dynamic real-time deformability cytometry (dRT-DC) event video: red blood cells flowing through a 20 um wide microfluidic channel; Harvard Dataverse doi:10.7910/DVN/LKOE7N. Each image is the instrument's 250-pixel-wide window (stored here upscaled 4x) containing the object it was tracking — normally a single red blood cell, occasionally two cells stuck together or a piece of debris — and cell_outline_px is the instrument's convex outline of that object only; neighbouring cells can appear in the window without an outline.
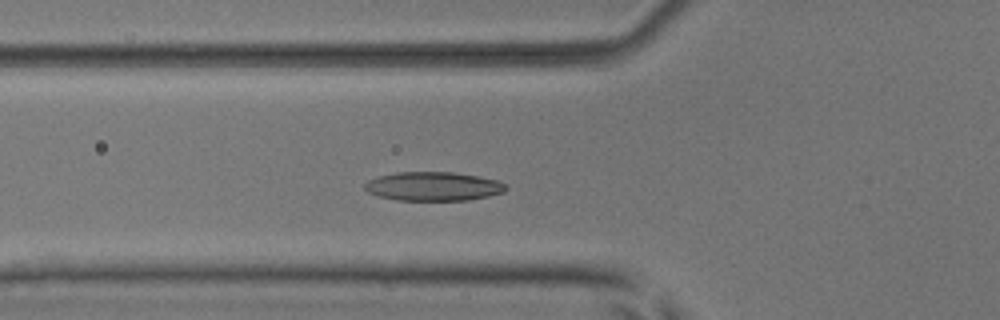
{"species": "common noctule bat (a hibernating species)", "species_latin": "Nyctalus noctula", "temperature_condition": "room temperature", "stored_images_in_passage": 40, "camera_frame_rate_fps": 3000, "um_per_image_px": 0.085, "animal": {"sex": "male", "body_mass_g": 17.9, "forearm_length_mm": 54.2}, "frame": {"image": 1, "passage_image": 9, "time_ms": 2.667, "image_size_px": [1000, 320], "cell_outline_px": [[508, 188], [504, 192], [488, 196], [468, 200], [396, 200], [380, 196], [368, 192], [364, 188], [364, 184], [368, 180], [380, 176], [396, 172], [452, 172], [476, 176], [496, 180], [504, 184]], "centroid_in_image_um": [36.82, 15.84], "position_along_channel_um": 89.0, "area_um2": 23.58}}
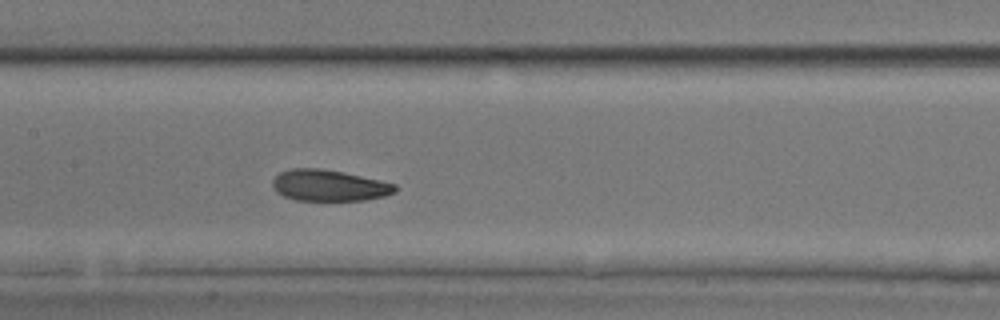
{"frame": {"image": 2, "passage_image": 16, "time_ms": 5.0, "image_size_px": [1000, 320], "cell_outline_px": [[396, 192], [384, 196], [364, 200], [296, 200], [284, 196], [276, 192], [272, 184], [272, 180], [280, 172], [292, 168], [320, 168], [344, 172], [380, 180], [396, 184]], "centroid_in_image_um": [27.96, 15.76], "position_along_channel_um": 179.4, "area_um2": 22.31}}
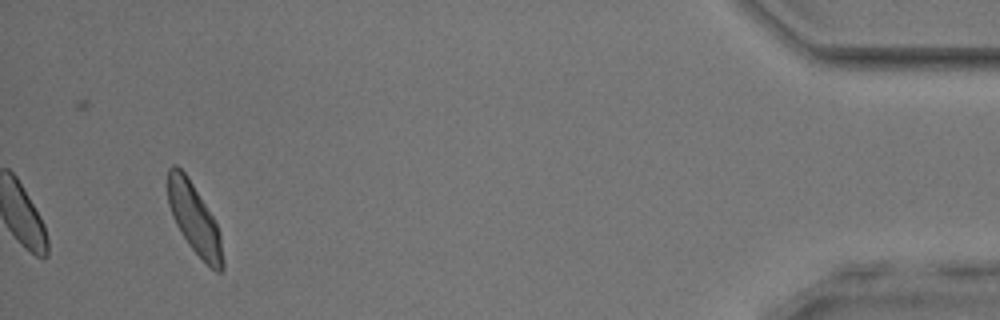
{"frame": {"image": 3, "passage_image": 40, "time_ms": 13.0, "image_size_px": [1000, 320], "cell_outline_px": [[224, 268], [220, 272], [216, 272], [188, 244], [180, 232], [172, 216], [168, 204], [168, 168], [172, 164], [176, 164], [188, 176], [212, 216], [220, 232], [224, 260]], "centroid_in_image_um": [16.51, 18.59], "position_along_channel_um": 418.7, "area_um2": 22.31}, "authors_computed_cell_mechanics": {"area_um2": 23.0333, "velocity_mm_per_s": 3.8786, "shape_relaxation_time_tau1_ms": 3.526, "shape_relaxation_time_tau2_ms": 3.3299, "deformation_change_tau1": 0.1382, "deformation_change_tau2": 0.0739}}